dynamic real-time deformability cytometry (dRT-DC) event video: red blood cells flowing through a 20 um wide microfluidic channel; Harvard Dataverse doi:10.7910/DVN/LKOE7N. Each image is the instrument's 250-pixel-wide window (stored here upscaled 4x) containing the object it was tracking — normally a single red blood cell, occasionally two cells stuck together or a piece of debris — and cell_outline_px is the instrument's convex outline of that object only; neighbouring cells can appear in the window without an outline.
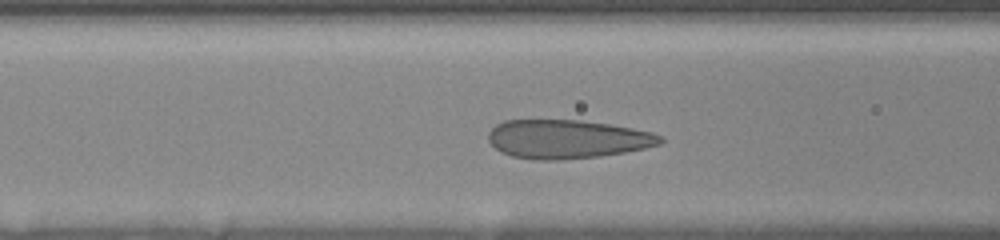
{"species": "human", "species_latin": "Homo sapiens", "temperature_condition": "room temperature", "stored_images_in_passage": 15, "camera_frame_rate_fps": 3000, "um_per_image_px": 0.085, "donor": {"sex": "female"}, "frame": {"image": 1, "passage_image": 6, "time_ms": 2.333, "image_size_px": [1000, 240], "cell_outline_px": [[664, 140], [660, 144], [644, 148], [624, 152], [600, 156], [560, 160], [536, 160], [512, 156], [500, 152], [488, 140], [488, 132], [496, 124], [504, 120], [580, 120], [608, 124], [632, 128], [652, 132], [664, 136]], "centroid_in_image_um": [48.2, 11.82], "position_along_channel_um": 118.4, "area_um2": 38.9}}
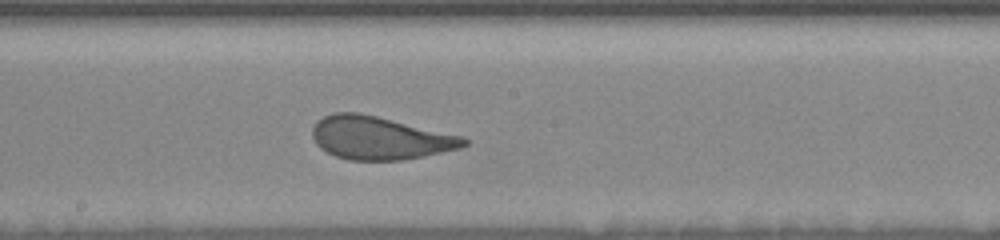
{"frame": {"image": 2, "passage_image": 11, "time_ms": 5.0, "image_size_px": [1000, 240], "cell_outline_px": [[468, 144], [460, 148], [424, 156], [400, 160], [348, 160], [336, 156], [320, 148], [316, 144], [312, 136], [312, 128], [316, 120], [324, 116], [336, 112], [360, 112], [460, 136], [468, 140]], "centroid_in_image_um": [32.23, 11.72], "position_along_channel_um": 216.0, "area_um2": 37.74}}
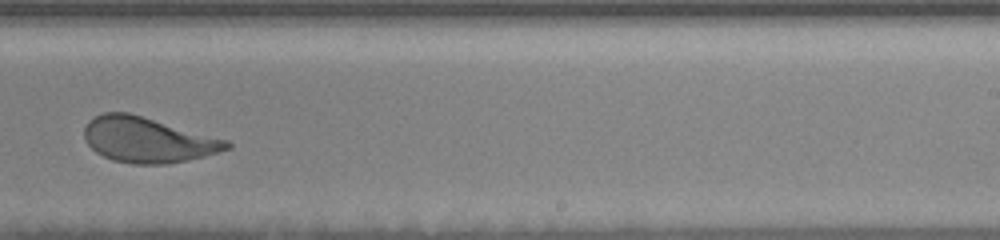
{"frame": {"image": 3, "passage_image": 14, "time_ms": 6.667, "image_size_px": [1000, 240], "cell_outline_px": [[232, 148], [204, 156], [168, 164], [132, 164], [112, 160], [96, 152], [88, 144], [84, 136], [84, 128], [88, 120], [104, 112], [128, 112], [228, 140], [232, 144]], "centroid_in_image_um": [12.55, 11.89], "position_along_channel_um": 276.5, "area_um2": 37.51}}